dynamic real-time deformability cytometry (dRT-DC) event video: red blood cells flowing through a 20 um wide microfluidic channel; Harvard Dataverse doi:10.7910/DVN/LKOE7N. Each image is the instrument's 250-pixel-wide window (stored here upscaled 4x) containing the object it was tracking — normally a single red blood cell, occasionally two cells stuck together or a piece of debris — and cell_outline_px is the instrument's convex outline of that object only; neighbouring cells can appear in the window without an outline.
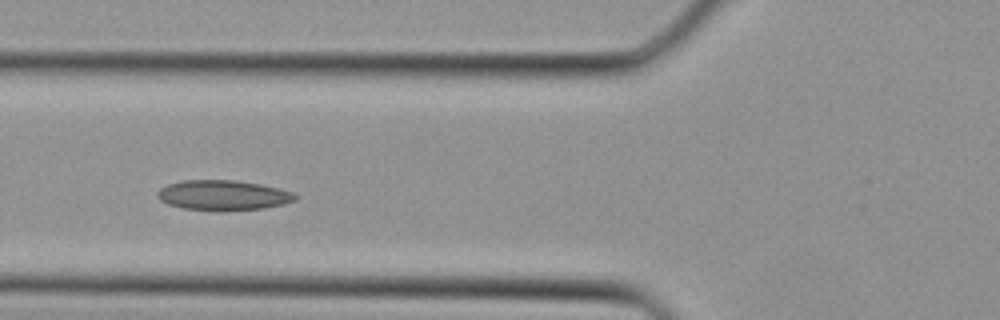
{"species": "Egyptian fruit bat (a non-hibernating species)", "species_latin": "Rousettus aegyptiacus", "temperature_condition": "cold", "stored_images_in_passage": 33, "camera_frame_rate_fps": 3000, "um_per_image_px": 0.085, "animal": {"sex": "female"}, "frame": {"image": 1, "passage_image": 10, "time_ms": 3.0, "image_size_px": [1000, 320], "cell_outline_px": [[300, 196], [296, 200], [284, 204], [264, 208], [220, 212], [184, 208], [168, 204], [160, 200], [156, 196], [156, 192], [160, 188], [168, 184], [180, 180], [236, 180], [260, 184], [296, 192]], "centroid_in_image_um": [18.99, 16.6], "position_along_channel_um": 106.8, "area_um2": 24.68}}
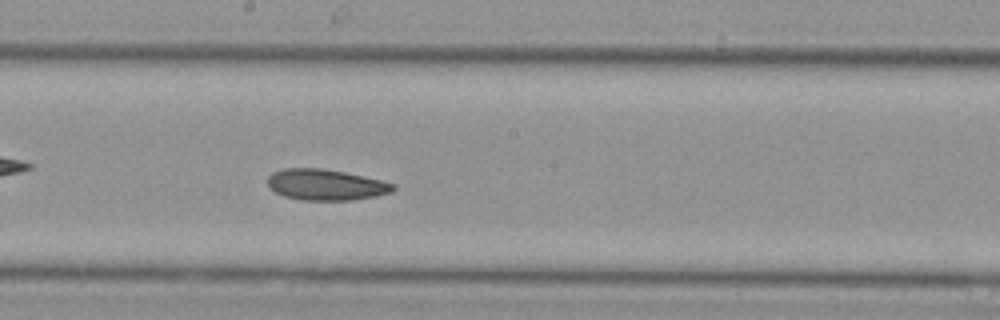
{"frame": {"image": 2, "passage_image": 16, "time_ms": 5.0, "image_size_px": [1000, 320], "cell_outline_px": [[396, 188], [392, 192], [376, 196], [352, 200], [304, 200], [284, 196], [276, 192], [268, 184], [268, 176], [272, 172], [284, 168], [320, 168], [344, 172], [380, 180], [396, 184]], "centroid_in_image_um": [27.71, 15.7], "position_along_channel_um": 220.5, "area_um2": 22.54}}
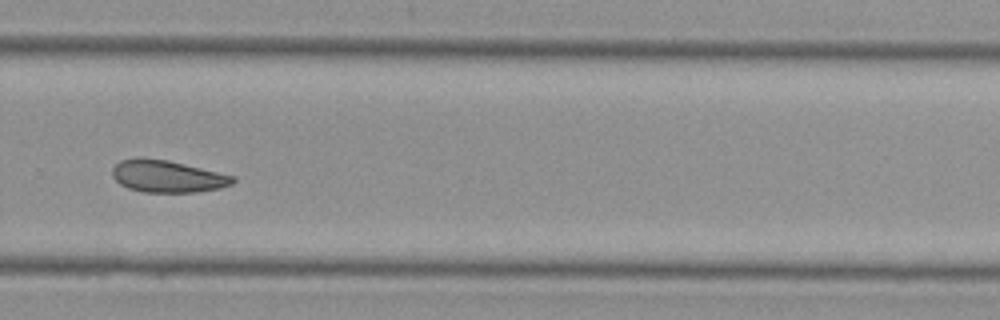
{"frame": {"image": 3, "passage_image": 21, "time_ms": 6.667, "image_size_px": [1000, 320], "cell_outline_px": [[236, 180], [232, 184], [220, 188], [196, 192], [144, 192], [128, 188], [120, 184], [112, 176], [112, 168], [120, 160], [168, 160], [236, 176]], "centroid_in_image_um": [14.28, 15.02], "position_along_channel_um": 315.5, "area_um2": 22.08}}